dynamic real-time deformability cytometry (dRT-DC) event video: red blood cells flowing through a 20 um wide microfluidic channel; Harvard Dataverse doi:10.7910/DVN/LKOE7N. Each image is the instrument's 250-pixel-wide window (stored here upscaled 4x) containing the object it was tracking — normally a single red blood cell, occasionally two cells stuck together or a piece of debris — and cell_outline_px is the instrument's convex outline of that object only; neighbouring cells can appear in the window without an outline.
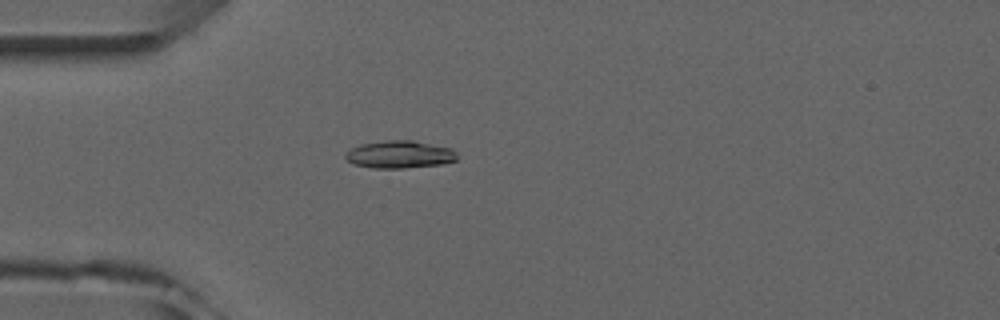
{"species": "common noctule bat (a hibernating species)", "species_latin": "Nyctalus noctula", "temperature_condition": "room temperature", "stored_images_in_passage": 2, "camera_frame_rate_fps": 3000, "um_per_image_px": 0.085, "animal": {"sex": "male", "forearm_length_mm": 52.5}, "frame": {"image": 1, "passage_image": 2, "time_ms": 2.0, "image_size_px": [1000, 320], "cell_outline_px": [[456, 160], [444, 164], [404, 168], [372, 168], [356, 164], [348, 160], [344, 156], [352, 148], [360, 144], [384, 140], [412, 140], [452, 148], [456, 152]], "centroid_in_image_um": [34.0, 13.12], "position_along_channel_um": 51.0, "area_um2": 17.86}}